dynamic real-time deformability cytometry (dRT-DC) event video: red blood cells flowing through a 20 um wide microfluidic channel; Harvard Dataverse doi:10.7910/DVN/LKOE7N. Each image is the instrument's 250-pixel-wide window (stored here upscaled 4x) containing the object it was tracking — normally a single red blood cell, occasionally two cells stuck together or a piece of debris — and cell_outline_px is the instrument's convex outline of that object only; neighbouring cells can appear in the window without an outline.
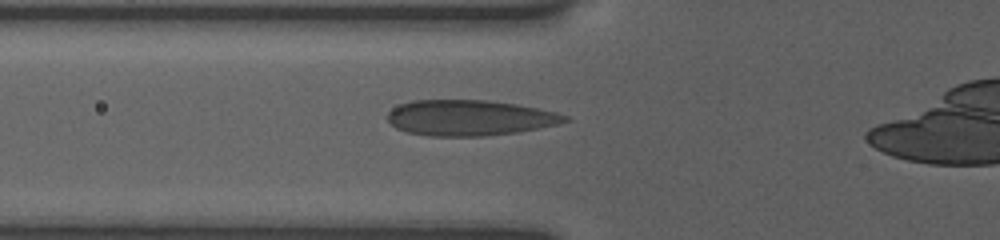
{"species": "human", "species_latin": "Homo sapiens", "temperature_condition": "room temperature", "stored_images_in_passage": 5, "camera_frame_rate_fps": 3000, "um_per_image_px": 0.085, "donor": {"sex": "female"}, "frame": {"image": 1, "passage_image": 2, "time_ms": 0.667, "image_size_px": [1000, 240], "cell_outline_px": [[568, 120], [556, 124], [516, 132], [484, 136], [428, 136], [408, 132], [396, 128], [388, 120], [388, 112], [392, 108], [400, 104], [412, 100], [484, 100], [516, 104], [556, 112], [568, 116]], "centroid_in_image_um": [39.87, 10.01], "position_along_channel_um": 85.9, "area_um2": 36.53}}
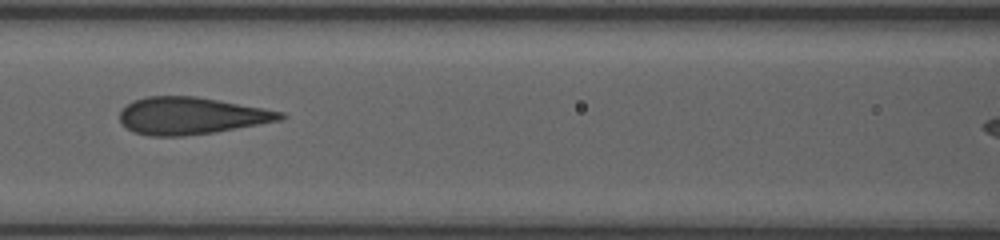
{"frame": {"image": 2, "passage_image": 4, "time_ms": 2.333, "image_size_px": [1000, 240], "cell_outline_px": [[288, 116], [280, 120], [212, 132], [184, 136], [148, 136], [132, 132], [120, 120], [120, 108], [132, 100], [148, 96], [196, 96], [264, 108], [284, 112]], "centroid_in_image_um": [16.2, 9.83], "position_along_channel_um": 150.4, "area_um2": 34.68}}